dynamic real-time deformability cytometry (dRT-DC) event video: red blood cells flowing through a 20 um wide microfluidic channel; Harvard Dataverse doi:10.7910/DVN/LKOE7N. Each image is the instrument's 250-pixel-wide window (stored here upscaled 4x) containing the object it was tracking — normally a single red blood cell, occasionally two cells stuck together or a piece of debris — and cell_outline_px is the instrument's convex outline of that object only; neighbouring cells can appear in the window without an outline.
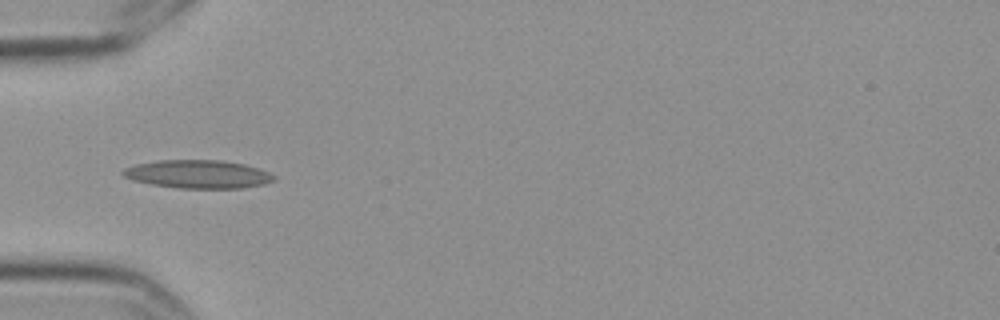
{"species": "Egyptian fruit bat (a non-hibernating species)", "species_latin": "Rousettus aegyptiacus", "temperature_condition": "cold", "stored_images_in_passage": 4, "camera_frame_rate_fps": 3000, "um_per_image_px": 0.085, "frame": {"image": 1, "passage_image": 4, "time_ms": 1.0, "image_size_px": [1000, 320], "cell_outline_px": [[276, 176], [272, 180], [264, 184], [240, 188], [180, 188], [152, 184], [132, 180], [124, 176], [120, 172], [124, 168], [136, 164], [156, 160], [224, 160], [244, 164], [260, 168]], "centroid_in_image_um": [16.81, 14.79], "position_along_channel_um": 68.2, "area_um2": 24.85}}